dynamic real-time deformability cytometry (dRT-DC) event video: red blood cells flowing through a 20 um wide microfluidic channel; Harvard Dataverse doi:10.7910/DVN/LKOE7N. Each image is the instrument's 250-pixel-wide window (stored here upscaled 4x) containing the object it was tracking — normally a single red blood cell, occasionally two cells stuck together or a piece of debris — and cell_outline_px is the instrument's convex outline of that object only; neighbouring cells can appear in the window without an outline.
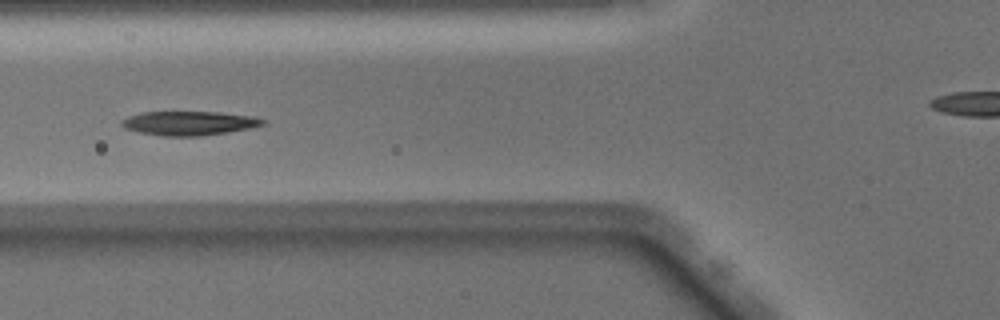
{"species": "Egyptian fruit bat (a non-hibernating species)", "species_latin": "Rousettus aegyptiacus", "temperature_condition": "warm", "stored_images_in_passage": 36, "camera_frame_rate_fps": 3000, "um_per_image_px": 0.085, "animal": {"sex": "male"}, "frame": {"image": 1, "passage_image": 15, "time_ms": 4.667, "image_size_px": [1000, 320], "cell_outline_px": [[264, 124], [248, 128], [228, 132], [200, 136], [160, 136], [140, 132], [124, 128], [120, 124], [120, 120], [128, 116], [144, 112], [220, 112], [252, 116], [264, 120]], "centroid_in_image_um": [16.01, 10.47], "position_along_channel_um": 109.8, "area_um2": 19.71}}
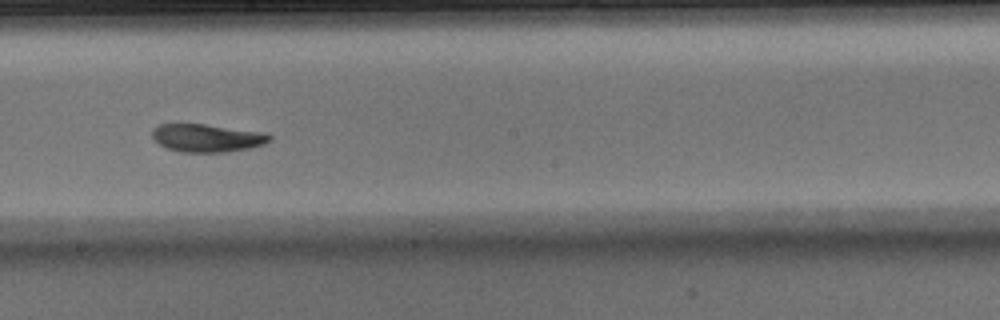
{"frame": {"image": 2, "passage_image": 24, "time_ms": 7.667, "image_size_px": [1000, 320], "cell_outline_px": [[272, 140], [264, 144], [248, 148], [228, 152], [180, 152], [168, 148], [160, 144], [152, 136], [152, 128], [156, 124], [204, 124], [264, 132], [272, 136]], "centroid_in_image_um": [17.6, 11.72], "position_along_channel_um": 230.6, "area_um2": 19.13}}
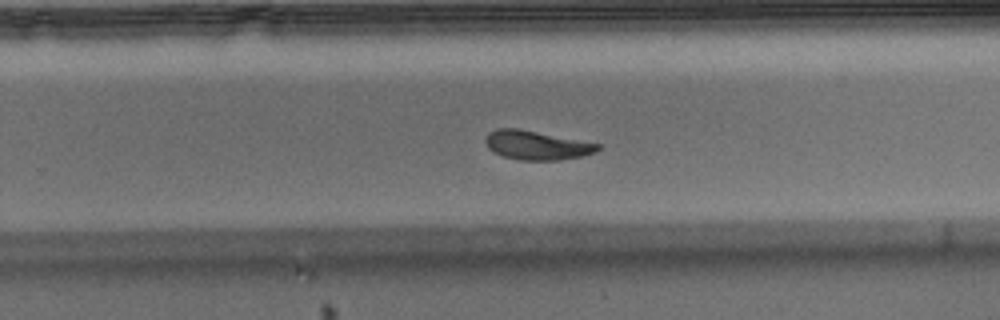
{"frame": {"image": 3, "passage_image": 28, "time_ms": 9.0, "image_size_px": [1000, 320], "cell_outline_px": [[600, 148], [596, 152], [584, 156], [556, 160], [520, 160], [504, 156], [488, 148], [484, 140], [488, 132], [496, 128], [516, 128], [600, 144]], "centroid_in_image_um": [45.6, 12.34], "position_along_channel_um": 284.2, "area_um2": 18.79}, "authors_computed_cell_mechanics": {"area_um2": 19.4497, "velocity_mm_per_s": 4.0245, "shape_relaxation_time_tau1_ms": 4.8154, "shape_relaxation_time_tau2_ms": 3.7254, "deformation_change_tau1": 0.1787, "deformation_change_tau2": 0.0919}}